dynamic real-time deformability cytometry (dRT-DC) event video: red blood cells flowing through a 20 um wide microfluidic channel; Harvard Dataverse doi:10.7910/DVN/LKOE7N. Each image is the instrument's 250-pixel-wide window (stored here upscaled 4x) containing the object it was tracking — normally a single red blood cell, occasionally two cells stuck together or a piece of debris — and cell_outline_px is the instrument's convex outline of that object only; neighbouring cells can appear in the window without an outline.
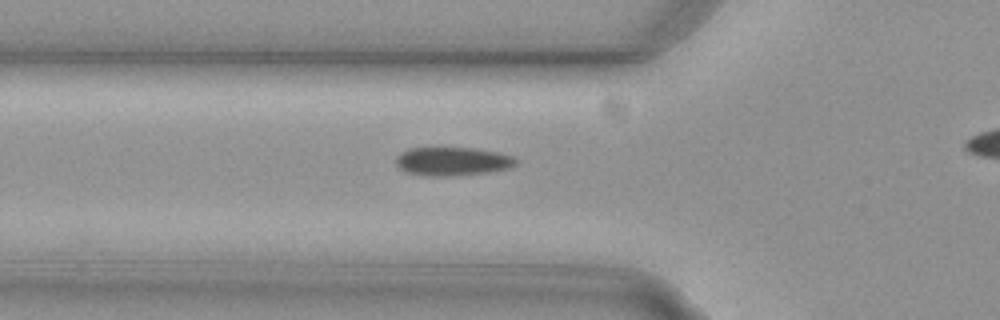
{"species": "common noctule bat (a hibernating species)", "species_latin": "Nyctalus noctula", "temperature_condition": "cold", "stored_images_in_passage": 13, "camera_frame_rate_fps": 3000, "um_per_image_px": 0.085, "animal": {"sex": "female", "body_mass_g": 29.2, "forearm_length_mm": 56.3}, "frame": {"image": 1, "passage_image": 2, "time_ms": 0.333, "image_size_px": [1000, 320], "cell_outline_px": [[516, 164], [508, 168], [488, 172], [448, 176], [424, 176], [408, 172], [400, 168], [396, 164], [396, 156], [400, 152], [408, 148], [476, 148], [496, 152], [512, 156], [516, 160]], "centroid_in_image_um": [38.42, 13.71], "position_along_channel_um": 87.4, "area_um2": 19.83}}
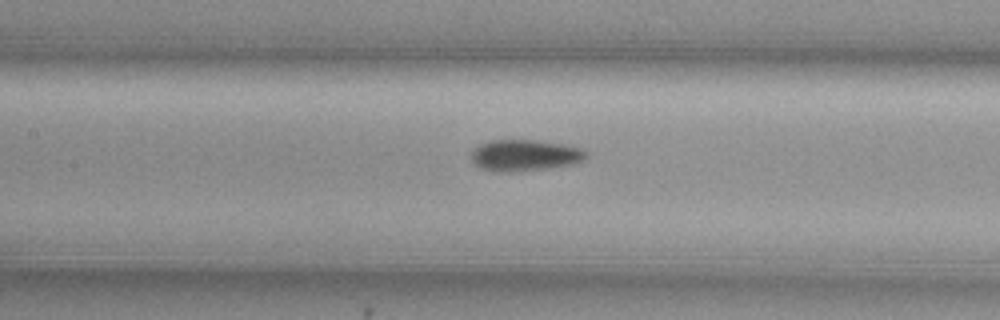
{"frame": {"image": 2, "passage_image": 8, "time_ms": 2.333, "image_size_px": [1000, 320], "cell_outline_px": [[588, 156], [584, 160], [572, 164], [544, 168], [512, 172], [496, 172], [480, 168], [472, 160], [472, 148], [480, 144], [492, 140], [536, 140], [564, 144], [580, 148], [588, 152]], "centroid_in_image_um": [44.6, 13.19], "position_along_channel_um": 162.8, "area_um2": 20.98}}
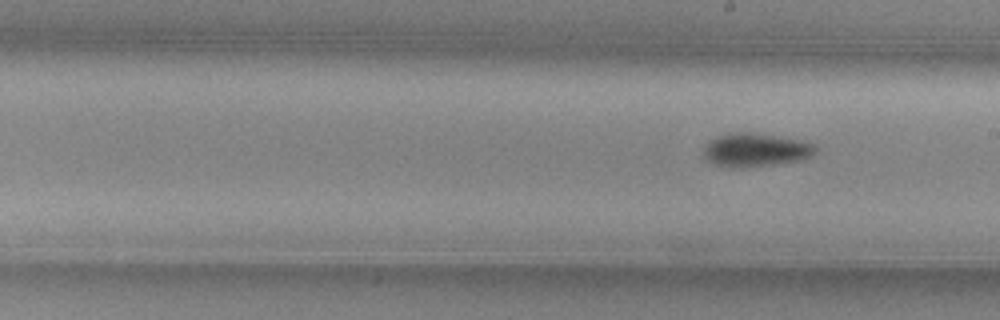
{"frame": {"image": 3, "passage_image": 13, "time_ms": 4.0, "image_size_px": [1000, 320], "cell_outline_px": [[816, 148], [808, 156], [796, 160], [772, 164], [744, 168], [732, 168], [716, 164], [704, 160], [704, 148], [708, 140], [716, 136], [732, 132], [752, 132], [800, 140], [812, 144]], "centroid_in_image_um": [64.09, 12.73], "position_along_channel_um": 224.9, "area_um2": 21.56}}